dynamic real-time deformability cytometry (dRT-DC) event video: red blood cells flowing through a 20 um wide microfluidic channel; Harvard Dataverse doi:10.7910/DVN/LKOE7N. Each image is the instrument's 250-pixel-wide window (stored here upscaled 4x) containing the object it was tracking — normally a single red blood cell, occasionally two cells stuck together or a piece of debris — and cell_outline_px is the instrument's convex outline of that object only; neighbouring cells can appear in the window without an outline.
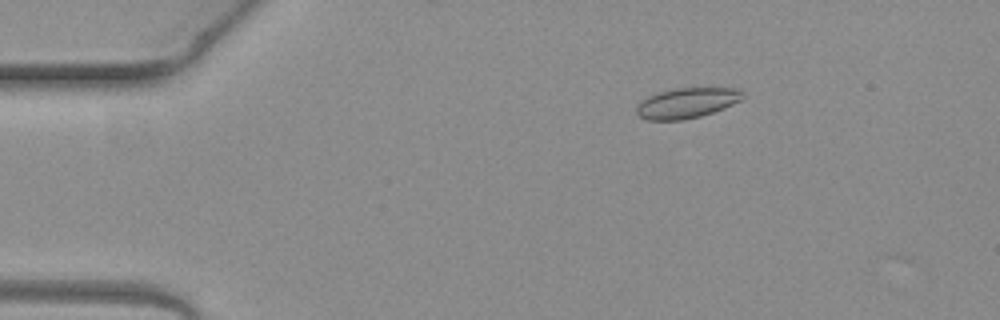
{"species": "common noctule bat (a hibernating species)", "species_latin": "Nyctalus noctula", "temperature_condition": "warm", "stored_images_in_passage": 6, "camera_frame_rate_fps": 3000, "um_per_image_px": 0.085, "animal": {"sex": "female", "body_mass_g": 19.3, "forearm_length_mm": 54.1}, "frame": {"image": 1, "passage_image": 3, "time_ms": 0.667, "image_size_px": [1000, 320], "cell_outline_px": [[744, 96], [740, 100], [724, 108], [700, 116], [684, 120], [648, 120], [640, 116], [636, 112], [636, 104], [648, 96], [656, 92], [676, 88], [736, 88]], "centroid_in_image_um": [58.32, 8.75], "position_along_channel_um": 26.7, "area_um2": 18.67}}